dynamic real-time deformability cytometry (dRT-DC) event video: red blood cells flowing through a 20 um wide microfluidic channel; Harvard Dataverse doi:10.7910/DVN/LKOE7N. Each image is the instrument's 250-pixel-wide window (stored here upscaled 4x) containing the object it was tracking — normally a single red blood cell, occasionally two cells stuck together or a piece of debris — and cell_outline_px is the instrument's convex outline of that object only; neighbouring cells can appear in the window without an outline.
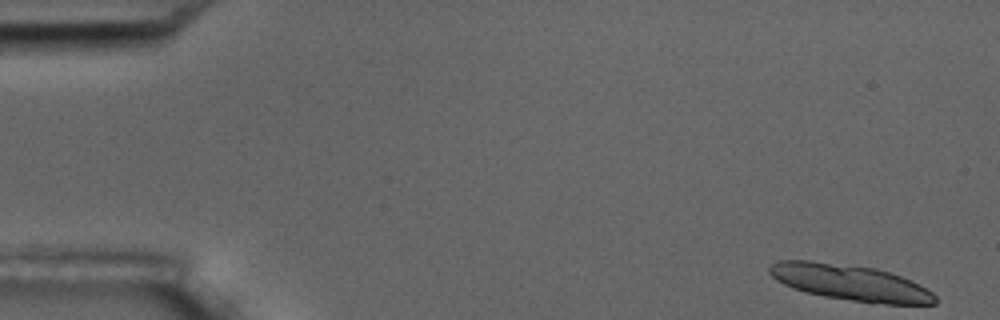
{"species": "common noctule bat (a hibernating species)", "species_latin": "Nyctalus noctula", "temperature_condition": "room temperature", "stored_images_in_passage": 4, "camera_frame_rate_fps": 3000, "um_per_image_px": 0.085, "animal": {"sex": "male", "body_mass_g": 17.5, "forearm_length_mm": 52.3}, "frame": {"image": 1, "passage_image": 1, "time_ms": 0.0, "image_size_px": [1000, 320], "cell_outline_px": [[936, 304], [872, 304], [824, 296], [792, 288], [776, 280], [768, 272], [768, 268], [772, 264], [780, 260], [808, 260], [876, 268], [900, 276], [932, 292], [936, 296]], "centroid_in_image_um": [72.25, 24.03], "position_along_channel_um": 12.8, "area_um2": 34.45}}